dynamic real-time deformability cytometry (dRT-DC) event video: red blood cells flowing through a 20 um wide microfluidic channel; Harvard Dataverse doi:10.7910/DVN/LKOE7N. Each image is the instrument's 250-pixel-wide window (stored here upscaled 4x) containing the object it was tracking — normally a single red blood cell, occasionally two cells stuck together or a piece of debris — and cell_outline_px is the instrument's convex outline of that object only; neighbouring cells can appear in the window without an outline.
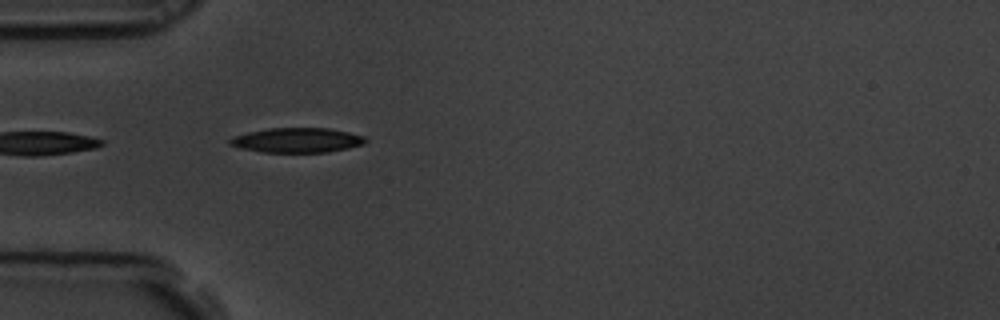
{"species": "common noctule bat (a hibernating species)", "species_latin": "Nyctalus noctula", "temperature_condition": "room temperature", "stored_images_in_passage": 3, "camera_frame_rate_fps": 3000, "um_per_image_px": 0.085, "animal": {"sex": "male", "body_mass_g": 19.5, "forearm_length_mm": 54.6}, "frame": {"image": 1, "passage_image": 2, "time_ms": 0.333, "image_size_px": [1000, 320], "cell_outline_px": [[368, 140], [364, 144], [348, 148], [328, 152], [260, 152], [240, 148], [228, 144], [228, 140], [236, 136], [248, 132], [268, 128], [328, 128], [348, 132], [364, 136]], "centroid_in_image_um": [25.25, 11.92], "position_along_channel_um": 59.7, "area_um2": 19.54}}